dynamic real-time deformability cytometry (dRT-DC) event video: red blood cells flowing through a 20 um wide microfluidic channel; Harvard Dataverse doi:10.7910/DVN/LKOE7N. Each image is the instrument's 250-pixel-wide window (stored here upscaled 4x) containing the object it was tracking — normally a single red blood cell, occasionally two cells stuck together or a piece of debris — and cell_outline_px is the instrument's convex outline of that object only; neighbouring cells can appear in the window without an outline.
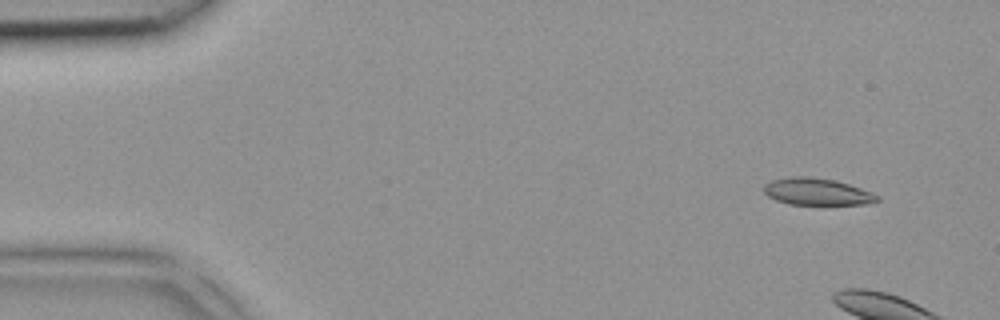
{"species": "common noctule bat (a hibernating species)", "species_latin": "Nyctalus noctula", "temperature_condition": "room temperature", "stored_images_in_passage": 5, "camera_frame_rate_fps": 3000, "um_per_image_px": 0.085, "animal": {"sex": "female", "body_mass_g": 18.4}, "frame": {"image": 1, "passage_image": 1, "time_ms": 0.0, "image_size_px": [1000, 320], "cell_outline_px": [[880, 200], [868, 204], [788, 204], [776, 200], [768, 196], [764, 192], [764, 184], [772, 180], [792, 176], [808, 176], [836, 180], [872, 192], [880, 196]], "centroid_in_image_um": [69.45, 16.29], "position_along_channel_um": 15.5, "area_um2": 17.8}}